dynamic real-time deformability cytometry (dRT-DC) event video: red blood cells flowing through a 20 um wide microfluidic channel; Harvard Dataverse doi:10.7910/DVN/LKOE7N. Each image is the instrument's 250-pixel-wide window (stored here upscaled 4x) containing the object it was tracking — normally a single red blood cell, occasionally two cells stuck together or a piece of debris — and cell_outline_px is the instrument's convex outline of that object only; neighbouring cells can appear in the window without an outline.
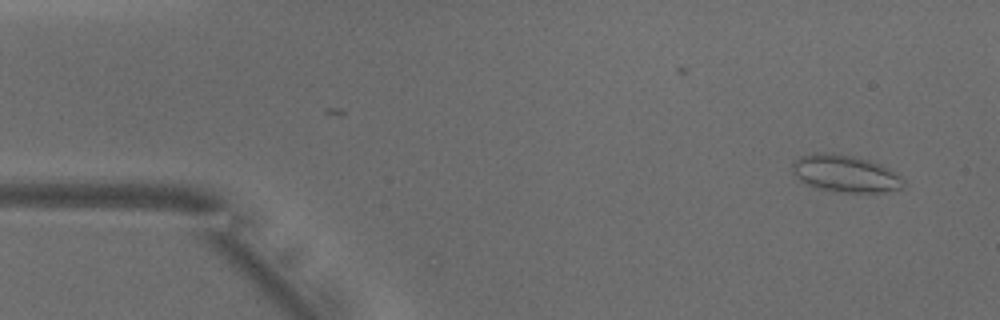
{"species": "common noctule bat (a hibernating species)", "species_latin": "Nyctalus noctula", "temperature_condition": "warm", "stored_images_in_passage": 28, "camera_frame_rate_fps": 3000, "um_per_image_px": 0.085, "animal": {"sex": "male", "body_mass_g": 18.8}, "frame": {"image": 1, "passage_image": 2, "time_ms": 0.333, "image_size_px": [1000, 320], "cell_outline_px": [[904, 184], [900, 188], [884, 192], [844, 192], [812, 188], [800, 180], [792, 172], [792, 164], [800, 156], [812, 152], [816, 152], [852, 156], [868, 160], [880, 164], [896, 172], [904, 180]], "centroid_in_image_um": [71.82, 14.76], "position_along_channel_um": 13.2, "area_um2": 23.93}}
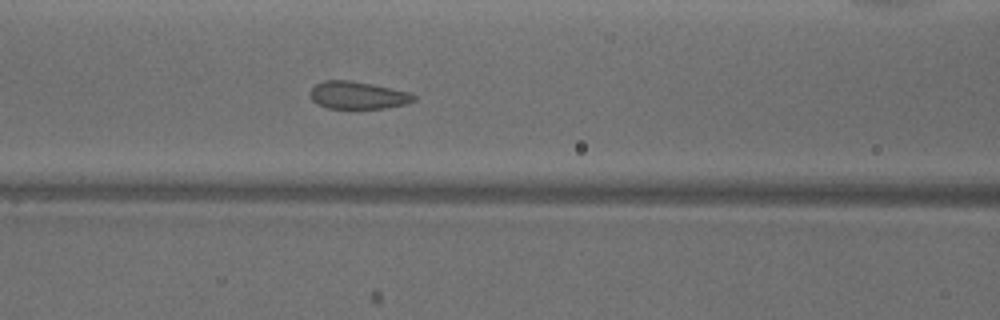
{"frame": {"image": 2, "passage_image": 19, "time_ms": 6.0, "image_size_px": [1000, 320], "cell_outline_px": [[416, 100], [404, 104], [388, 108], [328, 108], [312, 100], [312, 88], [316, 84], [324, 80], [352, 80], [372, 84], [408, 92], [416, 96]], "centroid_in_image_um": [30.44, 8.09], "position_along_channel_um": 136.2, "area_um2": 16.36}}
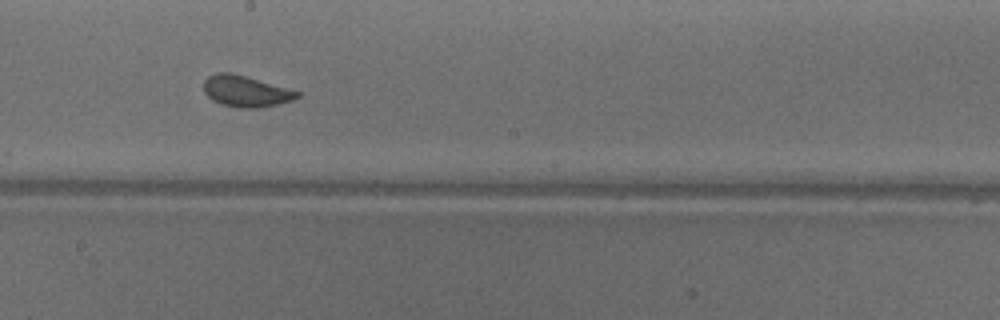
{"frame": {"image": 3, "passage_image": 26, "time_ms": 8.333, "image_size_px": [1000, 320], "cell_outline_px": [[300, 96], [292, 100], [260, 108], [240, 108], [220, 104], [212, 100], [204, 92], [204, 80], [208, 76], [216, 72], [228, 72], [244, 76], [300, 92]], "centroid_in_image_um": [20.85, 7.76], "position_along_channel_um": 227.4, "area_um2": 16.76}}